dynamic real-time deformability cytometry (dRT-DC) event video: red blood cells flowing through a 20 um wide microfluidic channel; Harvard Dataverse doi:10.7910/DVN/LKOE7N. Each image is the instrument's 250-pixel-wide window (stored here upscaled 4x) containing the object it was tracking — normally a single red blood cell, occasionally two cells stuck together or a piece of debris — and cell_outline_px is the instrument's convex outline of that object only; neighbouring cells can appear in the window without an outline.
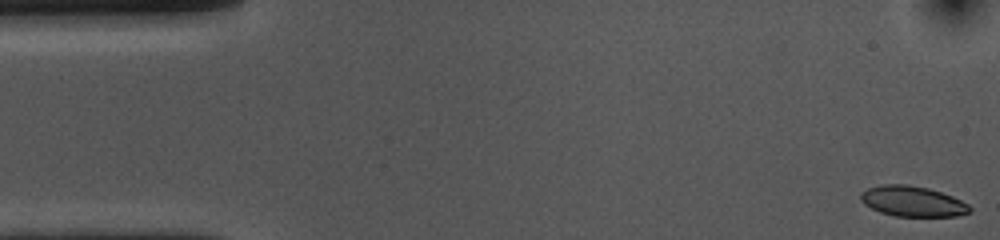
{"species": "common noctule bat (a hibernating species)", "species_latin": "Nyctalus noctula", "temperature_condition": "cold", "stored_images_in_passage": 54, "camera_frame_rate_fps": 3000, "um_per_image_px": 0.085, "animal": {"sex": "female", "body_mass_g": 10.0, "forearm_length_mm": 53.1}, "frame": {"image": 1, "passage_image": 1, "time_ms": 0.0, "image_size_px": [1000, 240], "cell_outline_px": [[972, 212], [956, 216], [896, 216], [880, 212], [864, 204], [860, 200], [860, 192], [868, 188], [880, 184], [908, 184], [928, 188], [952, 196], [968, 204], [972, 208]], "centroid_in_image_um": [77.56, 17.1], "position_along_channel_um": 7.4, "area_um2": 19.42}}
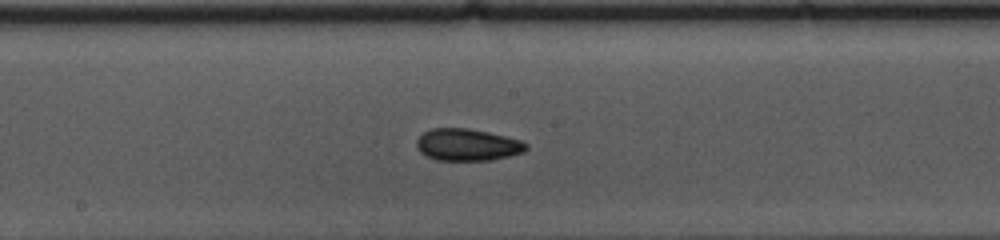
{"frame": {"image": 2, "passage_image": 27, "time_ms": 8.667, "image_size_px": [1000, 240], "cell_outline_px": [[528, 148], [524, 152], [508, 156], [488, 160], [436, 160], [420, 152], [416, 148], [416, 140], [424, 132], [432, 128], [468, 128], [488, 132], [520, 140], [528, 144]], "centroid_in_image_um": [39.71, 12.3], "position_along_channel_um": 208.5, "area_um2": 20.35}}
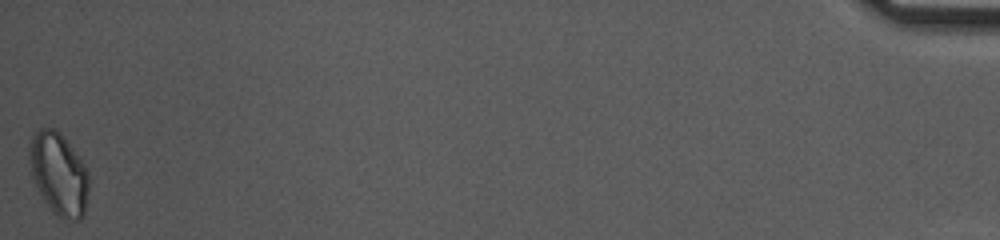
{"frame": {"image": 3, "passage_image": 54, "time_ms": 17.667, "image_size_px": [1000, 240], "cell_outline_px": [[88, 192], [84, 216], [80, 220], [60, 220], [52, 212], [44, 200], [36, 184], [32, 172], [28, 156], [28, 148], [32, 136], [40, 128], [56, 128], [60, 132], [84, 164], [88, 172]], "centroid_in_image_um": [5.0, 14.8], "position_along_channel_um": 430.2, "area_um2": 28.55}, "authors_computed_cell_mechanics": {"area_um2": 20.23, "velocity_mm_per_s": 3.6149, "shape_relaxation_time_tau1_ms": 5.6288, "shape_relaxation_time_tau2_ms": null, "deformation_change_tau1": 0.1031, "deformation_change_tau2": null}}